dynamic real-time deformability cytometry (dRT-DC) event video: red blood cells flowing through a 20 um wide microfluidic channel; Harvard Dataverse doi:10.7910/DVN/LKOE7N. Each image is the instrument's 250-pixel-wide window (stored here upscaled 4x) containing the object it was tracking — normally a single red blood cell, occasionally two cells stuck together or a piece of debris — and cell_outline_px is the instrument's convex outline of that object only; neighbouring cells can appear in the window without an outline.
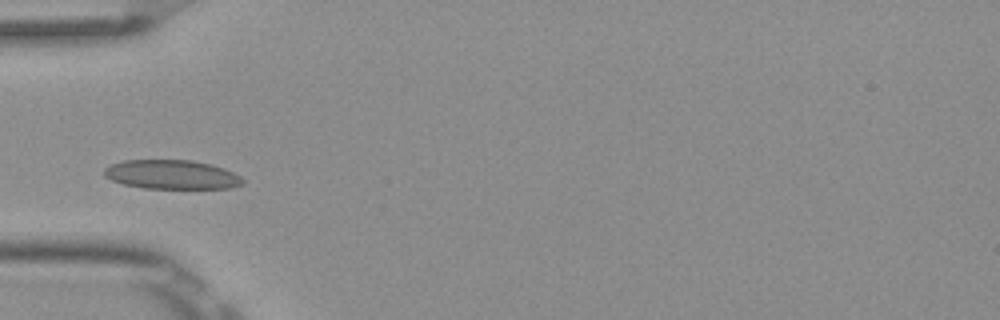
{"species": "Egyptian fruit bat (a non-hibernating species)", "species_latin": "Rousettus aegyptiacus", "temperature_condition": "room temperature", "stored_images_in_passage": 3, "camera_frame_rate_fps": 3000, "um_per_image_px": 0.085, "frame": {"image": 1, "passage_image": 3, "time_ms": 0.667, "image_size_px": [1000, 320], "cell_outline_px": [[244, 184], [232, 188], [144, 188], [124, 184], [112, 180], [104, 176], [104, 168], [112, 164], [124, 160], [192, 160], [212, 164], [224, 168], [240, 176], [244, 180]], "centroid_in_image_um": [14.62, 14.83], "position_along_channel_um": 70.4, "area_um2": 23.52}}